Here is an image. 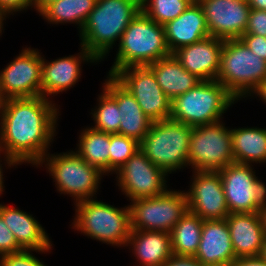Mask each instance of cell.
Here are the masks:
<instances>
[{"instance_id": "39", "label": "cell", "mask_w": 266, "mask_h": 266, "mask_svg": "<svg viewBox=\"0 0 266 266\" xmlns=\"http://www.w3.org/2000/svg\"><path fill=\"white\" fill-rule=\"evenodd\" d=\"M231 266H266V261L259 256H248L236 258Z\"/></svg>"}, {"instance_id": "46", "label": "cell", "mask_w": 266, "mask_h": 266, "mask_svg": "<svg viewBox=\"0 0 266 266\" xmlns=\"http://www.w3.org/2000/svg\"><path fill=\"white\" fill-rule=\"evenodd\" d=\"M9 16L5 11L0 10V35L2 34L4 20Z\"/></svg>"}, {"instance_id": "17", "label": "cell", "mask_w": 266, "mask_h": 266, "mask_svg": "<svg viewBox=\"0 0 266 266\" xmlns=\"http://www.w3.org/2000/svg\"><path fill=\"white\" fill-rule=\"evenodd\" d=\"M81 52L75 55H69L55 59L53 61H46L42 57V96L49 99L54 94L67 91L74 86L81 77V63L99 62L90 52L80 45Z\"/></svg>"}, {"instance_id": "38", "label": "cell", "mask_w": 266, "mask_h": 266, "mask_svg": "<svg viewBox=\"0 0 266 266\" xmlns=\"http://www.w3.org/2000/svg\"><path fill=\"white\" fill-rule=\"evenodd\" d=\"M163 266H204L194 257L172 255Z\"/></svg>"}, {"instance_id": "40", "label": "cell", "mask_w": 266, "mask_h": 266, "mask_svg": "<svg viewBox=\"0 0 266 266\" xmlns=\"http://www.w3.org/2000/svg\"><path fill=\"white\" fill-rule=\"evenodd\" d=\"M4 154V160L6 161L5 163H7L8 167H13V166H17L18 163L11 157H9L8 155H6V153H4L1 149H0V155ZM1 157V156H0ZM0 162H2L0 160ZM2 164L0 163V196L3 194V190H4V178H3V168H2Z\"/></svg>"}, {"instance_id": "24", "label": "cell", "mask_w": 266, "mask_h": 266, "mask_svg": "<svg viewBox=\"0 0 266 266\" xmlns=\"http://www.w3.org/2000/svg\"><path fill=\"white\" fill-rule=\"evenodd\" d=\"M128 246L132 247L140 266H163L174 255L168 232L131 230Z\"/></svg>"}, {"instance_id": "18", "label": "cell", "mask_w": 266, "mask_h": 266, "mask_svg": "<svg viewBox=\"0 0 266 266\" xmlns=\"http://www.w3.org/2000/svg\"><path fill=\"white\" fill-rule=\"evenodd\" d=\"M223 46L224 40L209 36L177 49L173 55L185 70L201 81L216 80Z\"/></svg>"}, {"instance_id": "9", "label": "cell", "mask_w": 266, "mask_h": 266, "mask_svg": "<svg viewBox=\"0 0 266 266\" xmlns=\"http://www.w3.org/2000/svg\"><path fill=\"white\" fill-rule=\"evenodd\" d=\"M221 121L194 126L191 134L188 165L193 171L219 172L235 163L231 129Z\"/></svg>"}, {"instance_id": "27", "label": "cell", "mask_w": 266, "mask_h": 266, "mask_svg": "<svg viewBox=\"0 0 266 266\" xmlns=\"http://www.w3.org/2000/svg\"><path fill=\"white\" fill-rule=\"evenodd\" d=\"M76 152L103 174L110 173V134L91 127L83 129L79 135Z\"/></svg>"}, {"instance_id": "44", "label": "cell", "mask_w": 266, "mask_h": 266, "mask_svg": "<svg viewBox=\"0 0 266 266\" xmlns=\"http://www.w3.org/2000/svg\"><path fill=\"white\" fill-rule=\"evenodd\" d=\"M259 214H260L262 226L264 228L265 235H266V202L264 203V205L259 210Z\"/></svg>"}, {"instance_id": "10", "label": "cell", "mask_w": 266, "mask_h": 266, "mask_svg": "<svg viewBox=\"0 0 266 266\" xmlns=\"http://www.w3.org/2000/svg\"><path fill=\"white\" fill-rule=\"evenodd\" d=\"M129 209L132 230L170 233L188 211V202L184 190L169 188L159 196L132 200Z\"/></svg>"}, {"instance_id": "28", "label": "cell", "mask_w": 266, "mask_h": 266, "mask_svg": "<svg viewBox=\"0 0 266 266\" xmlns=\"http://www.w3.org/2000/svg\"><path fill=\"white\" fill-rule=\"evenodd\" d=\"M97 0H56L48 4L40 16L50 24H77L79 33Z\"/></svg>"}, {"instance_id": "11", "label": "cell", "mask_w": 266, "mask_h": 266, "mask_svg": "<svg viewBox=\"0 0 266 266\" xmlns=\"http://www.w3.org/2000/svg\"><path fill=\"white\" fill-rule=\"evenodd\" d=\"M251 166L233 163L218 172L230 213L259 212L266 202V184Z\"/></svg>"}, {"instance_id": "25", "label": "cell", "mask_w": 266, "mask_h": 266, "mask_svg": "<svg viewBox=\"0 0 266 266\" xmlns=\"http://www.w3.org/2000/svg\"><path fill=\"white\" fill-rule=\"evenodd\" d=\"M148 67L153 71L157 83L171 101L201 82L195 75L185 70L173 54L151 63Z\"/></svg>"}, {"instance_id": "34", "label": "cell", "mask_w": 266, "mask_h": 266, "mask_svg": "<svg viewBox=\"0 0 266 266\" xmlns=\"http://www.w3.org/2000/svg\"><path fill=\"white\" fill-rule=\"evenodd\" d=\"M20 251H22V249L17 244L13 233L0 215V257Z\"/></svg>"}, {"instance_id": "21", "label": "cell", "mask_w": 266, "mask_h": 266, "mask_svg": "<svg viewBox=\"0 0 266 266\" xmlns=\"http://www.w3.org/2000/svg\"><path fill=\"white\" fill-rule=\"evenodd\" d=\"M0 215L22 250L50 252L52 242L48 234L33 215L5 204H0Z\"/></svg>"}, {"instance_id": "33", "label": "cell", "mask_w": 266, "mask_h": 266, "mask_svg": "<svg viewBox=\"0 0 266 266\" xmlns=\"http://www.w3.org/2000/svg\"><path fill=\"white\" fill-rule=\"evenodd\" d=\"M31 252L33 250H22L3 255L0 257V266H46Z\"/></svg>"}, {"instance_id": "41", "label": "cell", "mask_w": 266, "mask_h": 266, "mask_svg": "<svg viewBox=\"0 0 266 266\" xmlns=\"http://www.w3.org/2000/svg\"><path fill=\"white\" fill-rule=\"evenodd\" d=\"M250 9L266 11V0H247Z\"/></svg>"}, {"instance_id": "30", "label": "cell", "mask_w": 266, "mask_h": 266, "mask_svg": "<svg viewBox=\"0 0 266 266\" xmlns=\"http://www.w3.org/2000/svg\"><path fill=\"white\" fill-rule=\"evenodd\" d=\"M98 97V106L90 113L95 124L91 128L109 134L118 133L122 118L116 100L104 88Z\"/></svg>"}, {"instance_id": "8", "label": "cell", "mask_w": 266, "mask_h": 266, "mask_svg": "<svg viewBox=\"0 0 266 266\" xmlns=\"http://www.w3.org/2000/svg\"><path fill=\"white\" fill-rule=\"evenodd\" d=\"M43 164L53 176L57 191L74 197V204L96 197L102 175H105L72 150L58 155L48 152L37 167Z\"/></svg>"}, {"instance_id": "7", "label": "cell", "mask_w": 266, "mask_h": 266, "mask_svg": "<svg viewBox=\"0 0 266 266\" xmlns=\"http://www.w3.org/2000/svg\"><path fill=\"white\" fill-rule=\"evenodd\" d=\"M216 80L241 100L251 96L266 80V61L252 53L240 39L224 40Z\"/></svg>"}, {"instance_id": "5", "label": "cell", "mask_w": 266, "mask_h": 266, "mask_svg": "<svg viewBox=\"0 0 266 266\" xmlns=\"http://www.w3.org/2000/svg\"><path fill=\"white\" fill-rule=\"evenodd\" d=\"M75 207L72 228L102 243L126 246L132 230L129 205L117 208L92 198L76 203Z\"/></svg>"}, {"instance_id": "26", "label": "cell", "mask_w": 266, "mask_h": 266, "mask_svg": "<svg viewBox=\"0 0 266 266\" xmlns=\"http://www.w3.org/2000/svg\"><path fill=\"white\" fill-rule=\"evenodd\" d=\"M231 142L235 163H266V128H231Z\"/></svg>"}, {"instance_id": "14", "label": "cell", "mask_w": 266, "mask_h": 266, "mask_svg": "<svg viewBox=\"0 0 266 266\" xmlns=\"http://www.w3.org/2000/svg\"><path fill=\"white\" fill-rule=\"evenodd\" d=\"M42 56L38 49L26 47L0 71V85L9 98L42 96Z\"/></svg>"}, {"instance_id": "20", "label": "cell", "mask_w": 266, "mask_h": 266, "mask_svg": "<svg viewBox=\"0 0 266 266\" xmlns=\"http://www.w3.org/2000/svg\"><path fill=\"white\" fill-rule=\"evenodd\" d=\"M104 88L117 102L121 123L118 134L135 139L140 143L148 134L152 121L144 114L134 96L113 76L107 75Z\"/></svg>"}, {"instance_id": "45", "label": "cell", "mask_w": 266, "mask_h": 266, "mask_svg": "<svg viewBox=\"0 0 266 266\" xmlns=\"http://www.w3.org/2000/svg\"><path fill=\"white\" fill-rule=\"evenodd\" d=\"M6 100H7V98L4 96V94L2 92L1 85H0V117L2 115L4 108H5Z\"/></svg>"}, {"instance_id": "4", "label": "cell", "mask_w": 266, "mask_h": 266, "mask_svg": "<svg viewBox=\"0 0 266 266\" xmlns=\"http://www.w3.org/2000/svg\"><path fill=\"white\" fill-rule=\"evenodd\" d=\"M237 101L218 80L201 81L171 101L170 119L192 127L212 124Z\"/></svg>"}, {"instance_id": "15", "label": "cell", "mask_w": 266, "mask_h": 266, "mask_svg": "<svg viewBox=\"0 0 266 266\" xmlns=\"http://www.w3.org/2000/svg\"><path fill=\"white\" fill-rule=\"evenodd\" d=\"M192 184L185 192L188 210L202 220H221L229 214L222 179L218 172L193 171Z\"/></svg>"}, {"instance_id": "35", "label": "cell", "mask_w": 266, "mask_h": 266, "mask_svg": "<svg viewBox=\"0 0 266 266\" xmlns=\"http://www.w3.org/2000/svg\"><path fill=\"white\" fill-rule=\"evenodd\" d=\"M244 34H254L266 37V11L250 10Z\"/></svg>"}, {"instance_id": "31", "label": "cell", "mask_w": 266, "mask_h": 266, "mask_svg": "<svg viewBox=\"0 0 266 266\" xmlns=\"http://www.w3.org/2000/svg\"><path fill=\"white\" fill-rule=\"evenodd\" d=\"M195 0H141V10L160 25L174 20Z\"/></svg>"}, {"instance_id": "43", "label": "cell", "mask_w": 266, "mask_h": 266, "mask_svg": "<svg viewBox=\"0 0 266 266\" xmlns=\"http://www.w3.org/2000/svg\"><path fill=\"white\" fill-rule=\"evenodd\" d=\"M56 0H32V8L36 9L37 13L41 12L48 4Z\"/></svg>"}, {"instance_id": "13", "label": "cell", "mask_w": 266, "mask_h": 266, "mask_svg": "<svg viewBox=\"0 0 266 266\" xmlns=\"http://www.w3.org/2000/svg\"><path fill=\"white\" fill-rule=\"evenodd\" d=\"M115 173L119 189L130 201L159 196L168 188L166 177L169 175L156 167L140 149Z\"/></svg>"}, {"instance_id": "22", "label": "cell", "mask_w": 266, "mask_h": 266, "mask_svg": "<svg viewBox=\"0 0 266 266\" xmlns=\"http://www.w3.org/2000/svg\"><path fill=\"white\" fill-rule=\"evenodd\" d=\"M163 26L166 43L171 54L179 48L194 44L210 36L203 8L197 0L177 18Z\"/></svg>"}, {"instance_id": "16", "label": "cell", "mask_w": 266, "mask_h": 266, "mask_svg": "<svg viewBox=\"0 0 266 266\" xmlns=\"http://www.w3.org/2000/svg\"><path fill=\"white\" fill-rule=\"evenodd\" d=\"M202 6L209 35L222 40L239 39L246 30L247 0H197Z\"/></svg>"}, {"instance_id": "29", "label": "cell", "mask_w": 266, "mask_h": 266, "mask_svg": "<svg viewBox=\"0 0 266 266\" xmlns=\"http://www.w3.org/2000/svg\"><path fill=\"white\" fill-rule=\"evenodd\" d=\"M203 220L189 210L170 232L175 256L194 257L200 243Z\"/></svg>"}, {"instance_id": "19", "label": "cell", "mask_w": 266, "mask_h": 266, "mask_svg": "<svg viewBox=\"0 0 266 266\" xmlns=\"http://www.w3.org/2000/svg\"><path fill=\"white\" fill-rule=\"evenodd\" d=\"M204 266H231L236 259L226 219L203 220L198 250L194 256Z\"/></svg>"}, {"instance_id": "37", "label": "cell", "mask_w": 266, "mask_h": 266, "mask_svg": "<svg viewBox=\"0 0 266 266\" xmlns=\"http://www.w3.org/2000/svg\"><path fill=\"white\" fill-rule=\"evenodd\" d=\"M30 6L32 8V0H0V10L5 11L8 15L24 11Z\"/></svg>"}, {"instance_id": "6", "label": "cell", "mask_w": 266, "mask_h": 266, "mask_svg": "<svg viewBox=\"0 0 266 266\" xmlns=\"http://www.w3.org/2000/svg\"><path fill=\"white\" fill-rule=\"evenodd\" d=\"M192 126L166 119L152 122L148 134L139 143L140 150L166 174L188 168Z\"/></svg>"}, {"instance_id": "2", "label": "cell", "mask_w": 266, "mask_h": 266, "mask_svg": "<svg viewBox=\"0 0 266 266\" xmlns=\"http://www.w3.org/2000/svg\"><path fill=\"white\" fill-rule=\"evenodd\" d=\"M141 10V0H97L80 31L81 46L103 61Z\"/></svg>"}, {"instance_id": "1", "label": "cell", "mask_w": 266, "mask_h": 266, "mask_svg": "<svg viewBox=\"0 0 266 266\" xmlns=\"http://www.w3.org/2000/svg\"><path fill=\"white\" fill-rule=\"evenodd\" d=\"M43 96L9 98L0 117V149L19 165L38 166L56 136L60 114Z\"/></svg>"}, {"instance_id": "42", "label": "cell", "mask_w": 266, "mask_h": 266, "mask_svg": "<svg viewBox=\"0 0 266 266\" xmlns=\"http://www.w3.org/2000/svg\"><path fill=\"white\" fill-rule=\"evenodd\" d=\"M253 95H257L259 96V98L266 103V80H264L259 87L251 94V96L253 97Z\"/></svg>"}, {"instance_id": "23", "label": "cell", "mask_w": 266, "mask_h": 266, "mask_svg": "<svg viewBox=\"0 0 266 266\" xmlns=\"http://www.w3.org/2000/svg\"><path fill=\"white\" fill-rule=\"evenodd\" d=\"M225 219L235 257L259 256L266 239L259 212L230 213Z\"/></svg>"}, {"instance_id": "12", "label": "cell", "mask_w": 266, "mask_h": 266, "mask_svg": "<svg viewBox=\"0 0 266 266\" xmlns=\"http://www.w3.org/2000/svg\"><path fill=\"white\" fill-rule=\"evenodd\" d=\"M113 77L134 96L152 122L170 119L171 100L148 66L127 67L117 71Z\"/></svg>"}, {"instance_id": "3", "label": "cell", "mask_w": 266, "mask_h": 266, "mask_svg": "<svg viewBox=\"0 0 266 266\" xmlns=\"http://www.w3.org/2000/svg\"><path fill=\"white\" fill-rule=\"evenodd\" d=\"M115 62L109 70L110 76L131 66H148L168 57L165 29L150 19L142 10L133 18L118 41Z\"/></svg>"}, {"instance_id": "32", "label": "cell", "mask_w": 266, "mask_h": 266, "mask_svg": "<svg viewBox=\"0 0 266 266\" xmlns=\"http://www.w3.org/2000/svg\"><path fill=\"white\" fill-rule=\"evenodd\" d=\"M110 173H115L139 149V143L130 137L115 133L110 134Z\"/></svg>"}, {"instance_id": "36", "label": "cell", "mask_w": 266, "mask_h": 266, "mask_svg": "<svg viewBox=\"0 0 266 266\" xmlns=\"http://www.w3.org/2000/svg\"><path fill=\"white\" fill-rule=\"evenodd\" d=\"M239 39L252 53L266 61V37L254 34H243Z\"/></svg>"}, {"instance_id": "47", "label": "cell", "mask_w": 266, "mask_h": 266, "mask_svg": "<svg viewBox=\"0 0 266 266\" xmlns=\"http://www.w3.org/2000/svg\"><path fill=\"white\" fill-rule=\"evenodd\" d=\"M260 256L266 261V239H265V241H264V245H263V247H262V250H261Z\"/></svg>"}]
</instances>
